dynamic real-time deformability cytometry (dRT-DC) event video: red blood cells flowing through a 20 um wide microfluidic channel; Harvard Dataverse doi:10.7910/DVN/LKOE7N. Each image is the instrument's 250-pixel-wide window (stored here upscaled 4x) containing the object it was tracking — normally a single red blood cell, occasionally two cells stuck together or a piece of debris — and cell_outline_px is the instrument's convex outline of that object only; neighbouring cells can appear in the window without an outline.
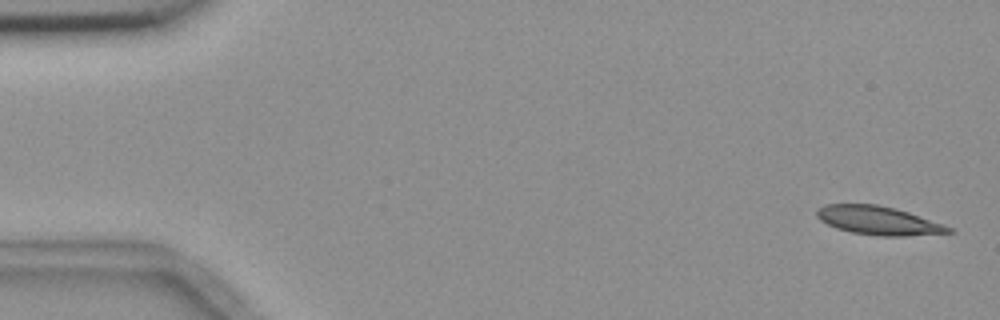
{"species": "common noctule bat (a hibernating species)", "species_latin": "Nyctalus noctula", "temperature_condition": "room temperature", "stored_images_in_passage": 5, "camera_frame_rate_fps": 3000, "um_per_image_px": 0.085, "animal": {"sex": "female", "body_mass_g": 18.4}, "frame": {"image": 1, "passage_image": 1, "time_ms": 0.0, "image_size_px": [1000, 320], "cell_outline_px": [[956, 232], [908, 236], [880, 236], [852, 232], [836, 228], [820, 220], [816, 216], [816, 212], [824, 204], [876, 204], [896, 208], [944, 224], [952, 228]], "centroid_in_image_um": [74.69, 18.74], "position_along_channel_um": 10.3, "area_um2": 21.96}}
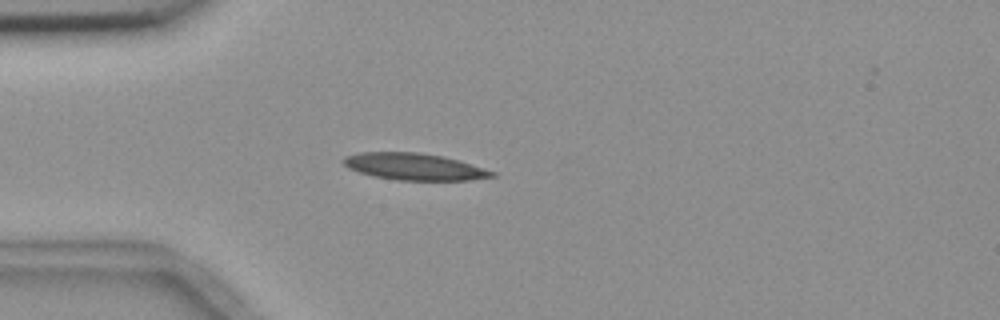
{"frame": {"image": 2, "passage_image": 5, "time_ms": 4.333, "image_size_px": [1000, 320], "cell_outline_px": [[496, 176], [468, 180], [396, 180], [372, 176], [348, 168], [340, 160], [344, 156], [360, 152], [416, 152], [440, 156], [456, 160], [496, 172]], "centroid_in_image_um": [35.14, 14.17], "position_along_channel_um": 49.9, "area_um2": 23.0}}